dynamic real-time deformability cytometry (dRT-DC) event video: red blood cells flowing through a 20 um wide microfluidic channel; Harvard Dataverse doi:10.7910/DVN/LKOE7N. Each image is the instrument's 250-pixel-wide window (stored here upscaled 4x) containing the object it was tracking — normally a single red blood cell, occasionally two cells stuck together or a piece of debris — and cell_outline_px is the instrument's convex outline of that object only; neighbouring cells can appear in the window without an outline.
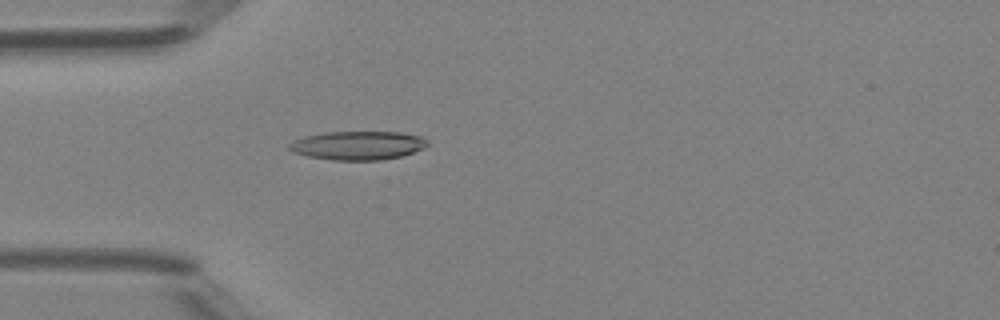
{"species": "Egyptian fruit bat (a non-hibernating species)", "species_latin": "Rousettus aegyptiacus", "temperature_condition": "room temperature", "stored_images_in_passage": 49, "camera_frame_rate_fps": 3000, "um_per_image_px": 0.085, "animal": {"sex": "female"}, "frame": {"image": 1, "passage_image": 15, "time_ms": 4.667, "image_size_px": [1000, 320], "cell_outline_px": [[428, 144], [424, 148], [400, 156], [380, 160], [332, 160], [308, 156], [292, 152], [288, 148], [288, 144], [304, 136], [324, 132], [400, 132], [420, 136], [428, 140]], "centroid_in_image_um": [30.4, 12.36], "position_along_channel_um": 54.6, "area_um2": 23.06}}
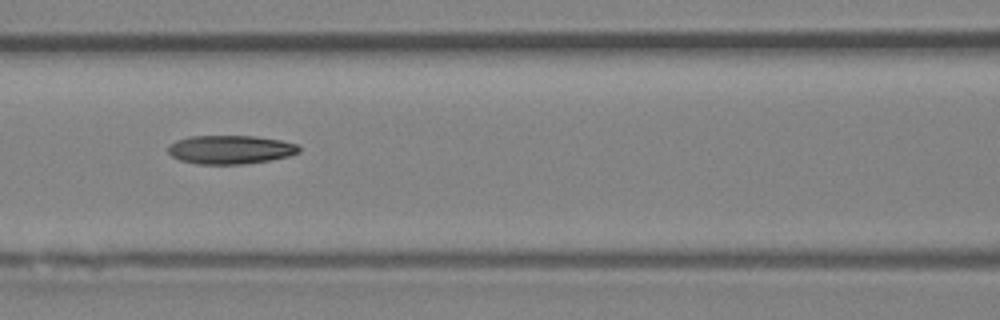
{"frame": {"image": 2, "passage_image": 22, "time_ms": 7.0, "image_size_px": [1000, 320], "cell_outline_px": [[300, 152], [288, 156], [272, 160], [244, 164], [196, 164], [180, 160], [172, 156], [168, 152], [168, 144], [176, 140], [192, 136], [256, 136], [280, 140], [296, 144], [300, 148]], "centroid_in_image_um": [19.57, 12.72], "position_along_channel_um": 147.0, "area_um2": 21.96}}
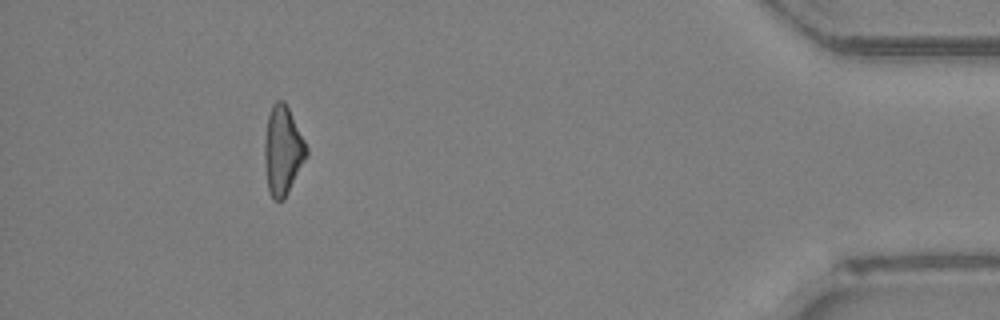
{"frame": {"image": 3, "passage_image": 45, "time_ms": 14.667, "image_size_px": [1000, 320], "cell_outline_px": [[308, 156], [284, 200], [272, 200], [268, 192], [264, 160], [264, 140], [268, 116], [272, 104], [276, 100], [284, 100], [308, 148]], "centroid_in_image_um": [24.02, 12.83], "position_along_channel_um": 411.2, "area_um2": 21.85}, "authors_computed_cell_mechanics": {"area_um2": 22.0796, "velocity_mm_per_s": 4.238, "shape_relaxation_time_tau1_ms": 6.3091, "shape_relaxation_time_tau2_ms": null, "deformation_change_tau1": 0.2022, "deformation_change_tau2": null}}